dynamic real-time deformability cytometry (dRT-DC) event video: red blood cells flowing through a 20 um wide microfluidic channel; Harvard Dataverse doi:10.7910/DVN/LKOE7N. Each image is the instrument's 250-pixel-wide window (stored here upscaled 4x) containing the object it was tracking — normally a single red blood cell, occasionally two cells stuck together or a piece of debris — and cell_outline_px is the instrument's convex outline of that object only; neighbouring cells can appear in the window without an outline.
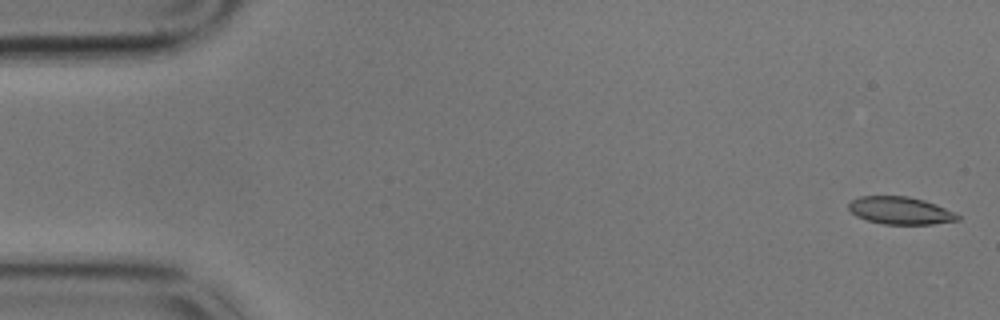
{"species": "common noctule bat (a hibernating species)", "species_latin": "Nyctalus noctula", "temperature_condition": "cold", "stored_images_in_passage": 58, "camera_frame_rate_fps": 3000, "um_per_image_px": 0.085, "animal": {"sex": "male", "body_mass_g": 17.9}, "frame": {"image": 1, "passage_image": 2, "time_ms": 0.333, "image_size_px": [1000, 320], "cell_outline_px": [[960, 220], [932, 224], [884, 224], [868, 220], [856, 216], [848, 208], [848, 204], [852, 200], [860, 196], [908, 196], [924, 200], [936, 204], [960, 216]], "centroid_in_image_um": [76.51, 17.89], "position_along_channel_um": 8.5, "area_um2": 17.34}}
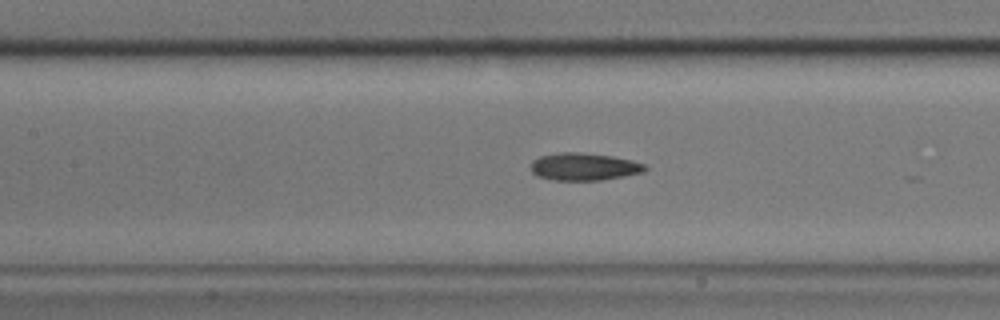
{"frame": {"image": 2, "passage_image": 26, "time_ms": 8.333, "image_size_px": [1000, 320], "cell_outline_px": [[648, 168], [644, 172], [624, 176], [600, 180], [552, 180], [536, 176], [532, 172], [532, 160], [540, 156], [560, 152], [580, 152], [612, 156], [632, 160], [644, 164]], "centroid_in_image_um": [49.64, 14.17], "position_along_channel_um": 157.8, "area_um2": 18.32}}
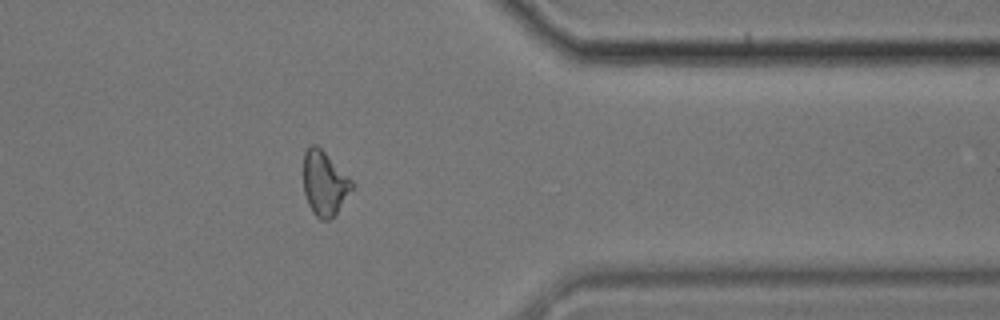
{"frame": {"image": 3, "passage_image": 47, "time_ms": 15.333, "image_size_px": [1000, 320], "cell_outline_px": [[356, 184], [336, 216], [328, 220], [320, 220], [312, 212], [308, 204], [304, 192], [304, 152], [312, 144], [316, 144]], "centroid_in_image_um": [27.6, 15.63], "position_along_channel_um": 383.8, "area_um2": 18.32}, "authors_computed_cell_mechanics": {"area_um2": 18.4671, "velocity_mm_per_s": 3.431, "shape_relaxation_time_tau1_ms": 7.1477, "shape_relaxation_time_tau2_ms": 10.237, "deformation_change_tau1": 0.1225, "deformation_change_tau2": 0.1913}}